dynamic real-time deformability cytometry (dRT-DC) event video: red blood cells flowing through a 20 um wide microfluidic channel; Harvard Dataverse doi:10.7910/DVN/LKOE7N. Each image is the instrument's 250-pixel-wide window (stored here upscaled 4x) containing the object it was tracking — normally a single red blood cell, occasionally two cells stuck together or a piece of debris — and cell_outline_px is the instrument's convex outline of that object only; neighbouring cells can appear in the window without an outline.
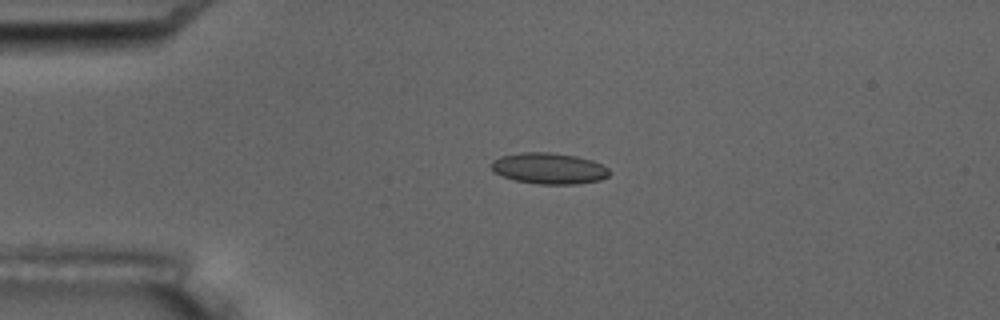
{"species": "common noctule bat (a hibernating species)", "species_latin": "Nyctalus noctula", "temperature_condition": "room temperature", "stored_images_in_passage": 3, "camera_frame_rate_fps": 3000, "um_per_image_px": 0.085, "animal": {"sex": "male", "body_mass_g": 17.5, "forearm_length_mm": 52.3}, "frame": {"image": 1, "passage_image": 2, "time_ms": 1.0, "image_size_px": [1000, 320], "cell_outline_px": [[612, 172], [608, 176], [600, 180], [576, 184], [540, 184], [516, 180], [492, 172], [492, 160], [500, 156], [524, 152], [548, 152], [576, 156], [592, 160], [608, 168]], "centroid_in_image_um": [46.67, 14.31], "position_along_channel_um": 38.3, "area_um2": 21.33}}